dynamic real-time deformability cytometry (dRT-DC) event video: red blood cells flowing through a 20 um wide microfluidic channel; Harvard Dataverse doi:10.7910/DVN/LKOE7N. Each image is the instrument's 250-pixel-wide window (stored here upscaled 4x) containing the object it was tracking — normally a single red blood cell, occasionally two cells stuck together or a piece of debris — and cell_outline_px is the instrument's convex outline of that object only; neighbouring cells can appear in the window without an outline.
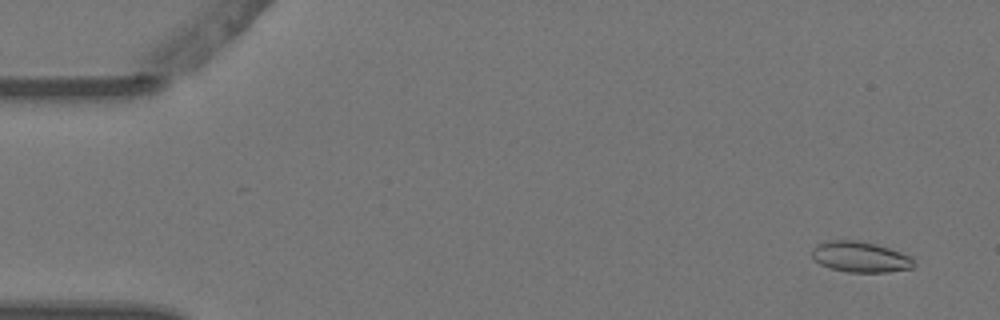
{"species": "Egyptian fruit bat (a non-hibernating species)", "species_latin": "Rousettus aegyptiacus", "temperature_condition": "warm", "stored_images_in_passage": 6, "camera_frame_rate_fps": 3000, "um_per_image_px": 0.085, "animal": {"sex": "female"}, "frame": {"image": 1, "passage_image": 1, "time_ms": 0.0, "image_size_px": [1000, 320], "cell_outline_px": [[916, 264], [912, 268], [888, 272], [848, 272], [832, 268], [820, 264], [812, 256], [812, 248], [816, 244], [824, 240], [860, 240], [876, 244], [912, 256]], "centroid_in_image_um": [73.13, 21.82], "position_along_channel_um": 11.9, "area_um2": 18.38}}
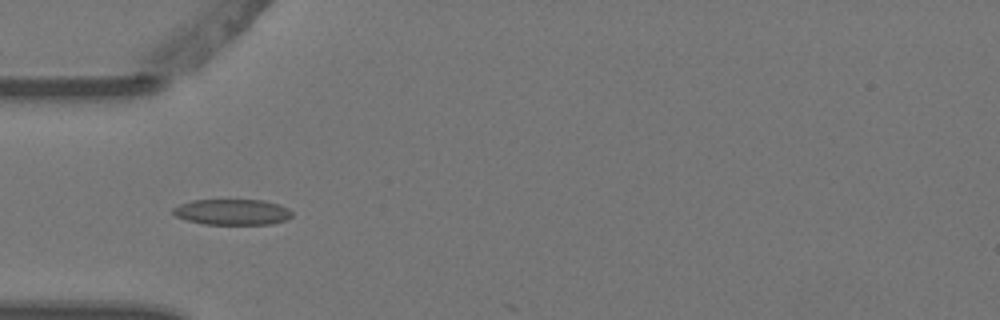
{"frame": {"image": 2, "passage_image": 5, "time_ms": 1.333, "image_size_px": [1000, 320], "cell_outline_px": [[292, 216], [284, 220], [272, 224], [204, 224], [184, 220], [176, 216], [172, 212], [172, 208], [180, 204], [192, 200], [264, 200], [288, 208], [292, 212]], "centroid_in_image_um": [19.7, 18.02], "position_along_channel_um": 65.3, "area_um2": 17.86}}